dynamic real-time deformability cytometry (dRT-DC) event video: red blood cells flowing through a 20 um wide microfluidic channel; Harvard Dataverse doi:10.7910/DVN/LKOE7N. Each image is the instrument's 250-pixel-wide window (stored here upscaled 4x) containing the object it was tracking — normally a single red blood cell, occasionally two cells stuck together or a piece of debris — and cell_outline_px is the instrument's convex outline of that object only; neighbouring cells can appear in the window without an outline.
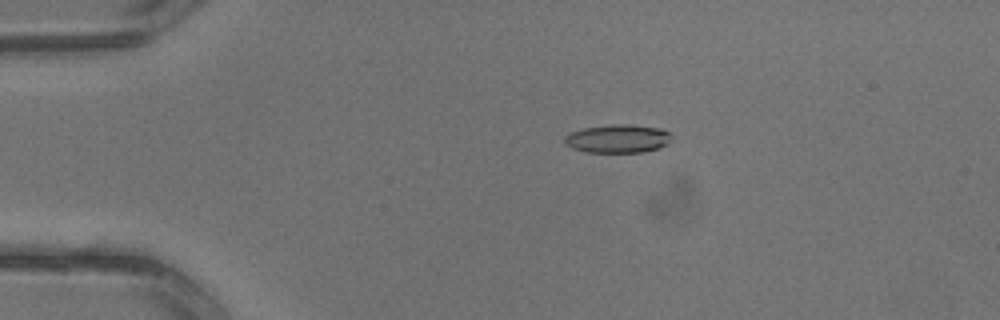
{"species": "common noctule bat (a hibernating species)", "species_latin": "Nyctalus noctula", "temperature_condition": "warm", "stored_images_in_passage": 3, "camera_frame_rate_fps": 3000, "um_per_image_px": 0.085, "animal": {"sex": "male", "body_mass_g": 13.3}, "frame": {"image": 1, "passage_image": 2, "time_ms": 0.333, "image_size_px": [1000, 320], "cell_outline_px": [[672, 136], [668, 144], [660, 148], [644, 152], [584, 152], [572, 148], [564, 144], [564, 136], [568, 132], [584, 128], [612, 124], [628, 124], [660, 128], [668, 132]], "centroid_in_image_um": [52.49, 11.79], "position_along_channel_um": 32.5, "area_um2": 17.92}}